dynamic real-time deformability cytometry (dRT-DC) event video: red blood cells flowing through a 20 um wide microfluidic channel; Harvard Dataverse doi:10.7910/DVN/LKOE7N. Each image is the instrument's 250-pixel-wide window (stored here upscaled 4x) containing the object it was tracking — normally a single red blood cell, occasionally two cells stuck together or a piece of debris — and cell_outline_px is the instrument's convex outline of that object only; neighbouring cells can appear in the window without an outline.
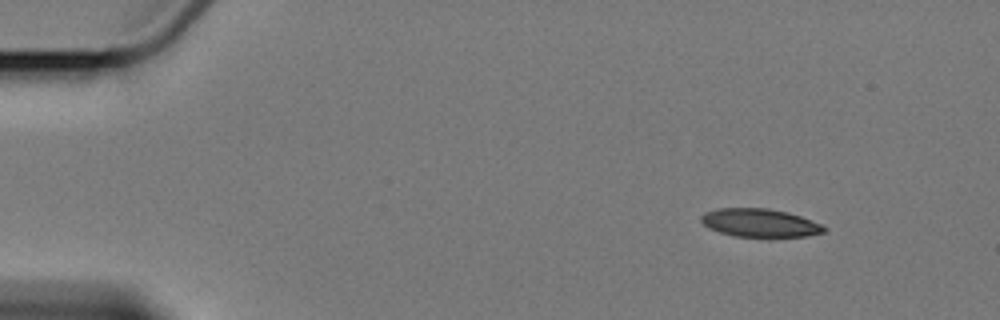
{"species": "Egyptian fruit bat (a non-hibernating species)", "species_latin": "Rousettus aegyptiacus", "temperature_condition": "cold", "stored_images_in_passage": 4, "camera_frame_rate_fps": 3000, "um_per_image_px": 0.085, "animal": {"sex": "female"}, "frame": {"image": 1, "passage_image": 1, "time_ms": 0.0, "image_size_px": [1000, 320], "cell_outline_px": [[828, 228], [824, 232], [808, 236], [768, 240], [736, 236], [720, 232], [708, 228], [700, 220], [700, 216], [704, 212], [716, 208], [768, 208], [788, 212], [824, 224]], "centroid_in_image_um": [64.64, 18.99], "position_along_channel_um": 20.4, "area_um2": 21.33}}
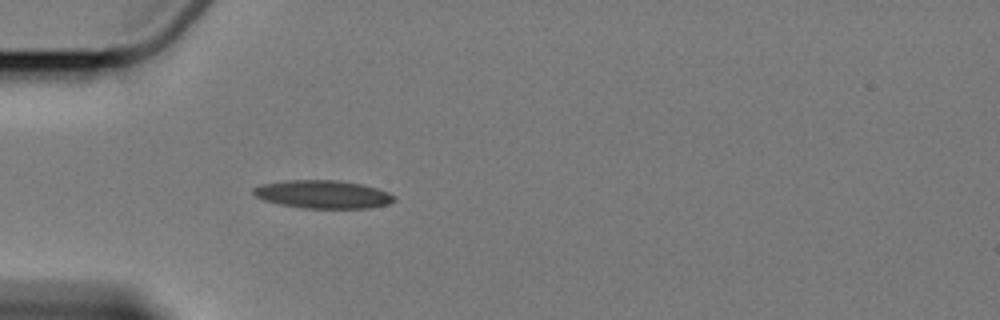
{"frame": {"image": 2, "passage_image": 4, "time_ms": 3.667, "image_size_px": [1000, 320], "cell_outline_px": [[396, 200], [388, 204], [368, 208], [304, 208], [280, 204], [264, 200], [256, 196], [252, 192], [252, 188], [260, 184], [284, 180], [340, 180], [364, 184], [388, 192], [396, 196]], "centroid_in_image_um": [27.45, 16.51], "position_along_channel_um": 57.5, "area_um2": 23.24}}